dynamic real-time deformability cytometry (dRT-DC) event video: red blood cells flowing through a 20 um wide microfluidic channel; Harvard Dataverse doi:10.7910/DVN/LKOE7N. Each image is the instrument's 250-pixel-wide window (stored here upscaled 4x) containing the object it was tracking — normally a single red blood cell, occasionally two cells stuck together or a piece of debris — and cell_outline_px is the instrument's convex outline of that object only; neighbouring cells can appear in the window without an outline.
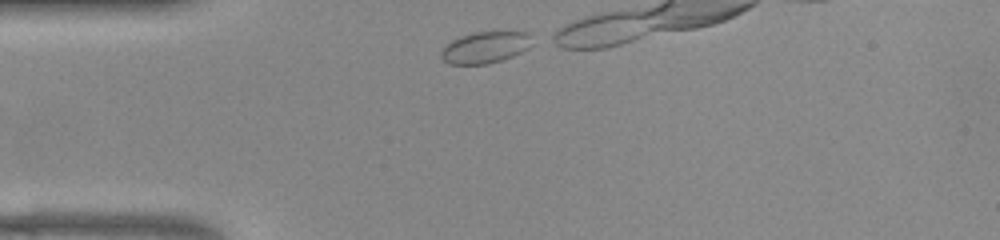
{"species": "common noctule bat (a hibernating species)", "species_latin": "Nyctalus noctula", "temperature_condition": "warm", "stored_images_in_passage": 9, "camera_frame_rate_fps": 3000, "um_per_image_px": 0.085, "animal": {"sex": "female", "body_mass_g": 22.0, "forearm_length_mm": 56.7}, "frame": {"image": 1, "passage_image": 1, "time_ms": 0.0, "image_size_px": [1000, 240], "cell_outline_px": [[532, 32], [528, 48], [512, 56], [488, 64], [448, 64], [440, 56], [440, 52], [452, 40], [460, 36], [472, 32]], "centroid_in_image_um": [41.22, 4.02], "position_along_channel_um": 43.8, "area_um2": 16.53}}
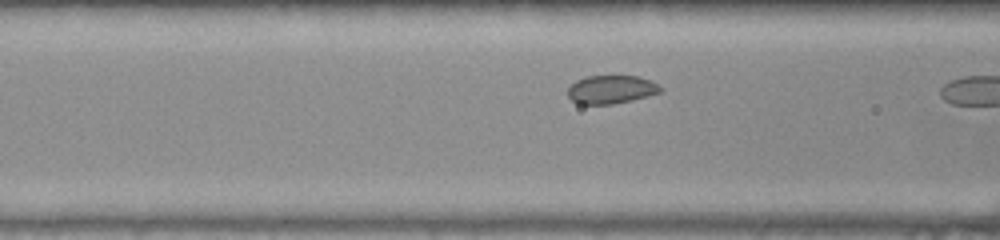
{"frame": {"image": 2, "passage_image": 8, "time_ms": 2.333, "image_size_px": [1000, 240], "cell_outline_px": [[664, 92], [632, 100], [612, 104], [576, 104], [568, 96], [568, 88], [576, 80], [584, 76], [636, 76], [660, 84], [664, 88]], "centroid_in_image_um": [51.98, 7.61], "position_along_channel_um": 114.6, "area_um2": 15.49}}